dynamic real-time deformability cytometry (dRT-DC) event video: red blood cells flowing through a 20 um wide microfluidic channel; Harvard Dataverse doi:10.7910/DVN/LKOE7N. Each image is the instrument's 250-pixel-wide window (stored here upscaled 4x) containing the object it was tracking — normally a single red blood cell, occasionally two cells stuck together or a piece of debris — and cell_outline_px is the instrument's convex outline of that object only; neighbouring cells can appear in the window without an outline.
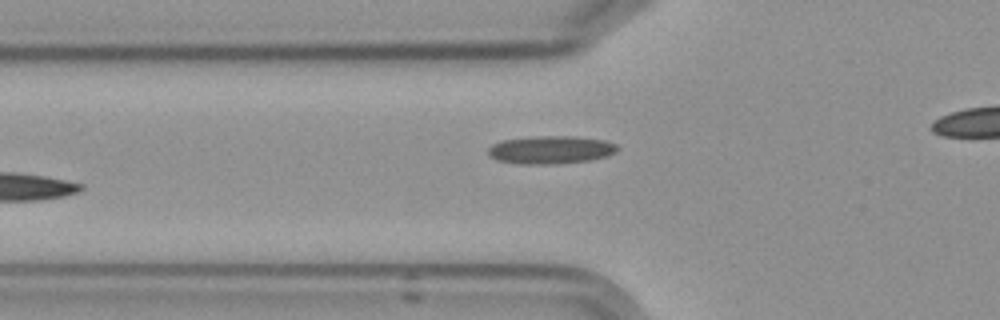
{"species": "Egyptian fruit bat (a non-hibernating species)", "species_latin": "Rousettus aegyptiacus", "temperature_condition": "cold", "stored_images_in_passage": 5, "camera_frame_rate_fps": 3000, "um_per_image_px": 0.085, "frame": {"image": 1, "passage_image": 4, "time_ms": 3.667, "image_size_px": [1000, 320], "cell_outline_px": [[620, 148], [616, 152], [608, 156], [592, 160], [556, 164], [520, 164], [496, 160], [488, 156], [488, 148], [492, 144], [500, 140], [536, 136], [572, 136], [604, 140], [616, 144]], "centroid_in_image_um": [46.8, 12.74], "position_along_channel_um": 79.0, "area_um2": 21.39}}